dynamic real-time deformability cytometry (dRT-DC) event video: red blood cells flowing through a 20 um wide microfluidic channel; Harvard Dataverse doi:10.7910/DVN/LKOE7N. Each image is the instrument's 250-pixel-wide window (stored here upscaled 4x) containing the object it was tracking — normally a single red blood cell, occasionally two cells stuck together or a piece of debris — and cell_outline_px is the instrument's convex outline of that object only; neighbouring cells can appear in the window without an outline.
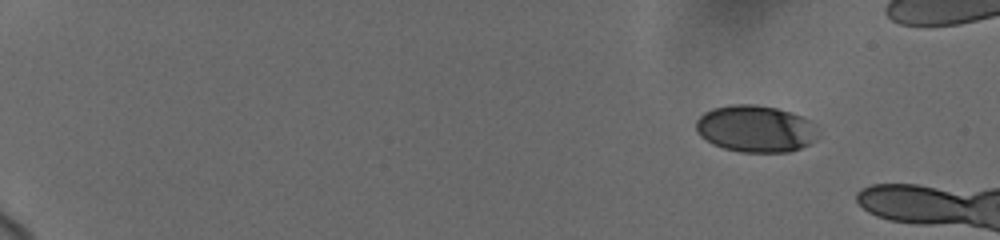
{"species": "human", "species_latin": "Homo sapiens", "temperature_condition": "cold", "stored_images_in_passage": 5, "camera_frame_rate_fps": 3000, "um_per_image_px": 0.085, "donor": {"sex": "female"}, "frame": {"image": 1, "passage_image": 1, "time_ms": 0.0, "image_size_px": [1000, 240], "cell_outline_px": [[820, 136], [816, 140], [800, 148], [788, 152], [740, 152], [724, 148], [712, 144], [700, 136], [696, 132], [696, 120], [704, 112], [712, 108], [732, 104], [756, 104], [776, 108], [800, 116], [808, 120], [820, 132]], "centroid_in_image_um": [64.21, 10.95], "position_along_channel_um": 20.8, "area_um2": 33.47}}